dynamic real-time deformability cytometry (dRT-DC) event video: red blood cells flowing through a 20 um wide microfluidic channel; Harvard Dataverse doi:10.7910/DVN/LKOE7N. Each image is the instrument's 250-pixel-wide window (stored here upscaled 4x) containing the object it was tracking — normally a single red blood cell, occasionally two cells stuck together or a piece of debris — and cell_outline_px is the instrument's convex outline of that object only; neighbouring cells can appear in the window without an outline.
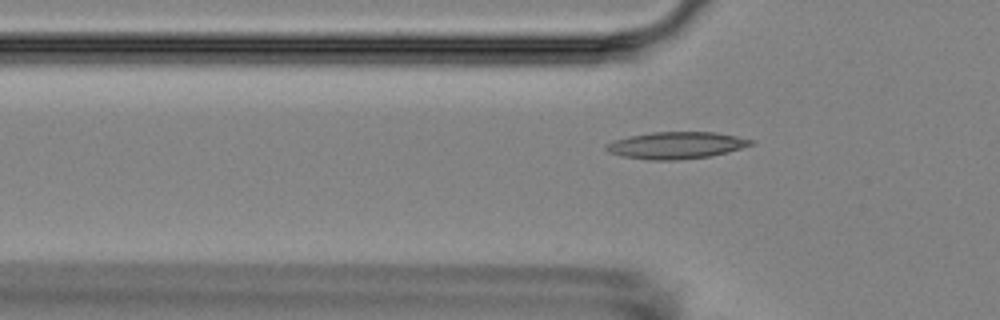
{"species": "Egyptian fruit bat (a non-hibernating species)", "species_latin": "Rousettus aegyptiacus", "temperature_condition": "room temperature", "stored_images_in_passage": 3, "camera_frame_rate_fps": 3000, "um_per_image_px": 0.085, "animal": {"sex": "female"}, "frame": {"image": 1, "passage_image": 3, "time_ms": 3.0, "image_size_px": [1000, 320], "cell_outline_px": [[756, 144], [728, 152], [708, 156], [676, 160], [648, 160], [620, 156], [608, 152], [604, 148], [604, 144], [612, 140], [628, 136], [652, 132], [716, 132], [756, 140]], "centroid_in_image_um": [57.46, 12.35], "position_along_channel_um": 68.3, "area_um2": 23.0}}